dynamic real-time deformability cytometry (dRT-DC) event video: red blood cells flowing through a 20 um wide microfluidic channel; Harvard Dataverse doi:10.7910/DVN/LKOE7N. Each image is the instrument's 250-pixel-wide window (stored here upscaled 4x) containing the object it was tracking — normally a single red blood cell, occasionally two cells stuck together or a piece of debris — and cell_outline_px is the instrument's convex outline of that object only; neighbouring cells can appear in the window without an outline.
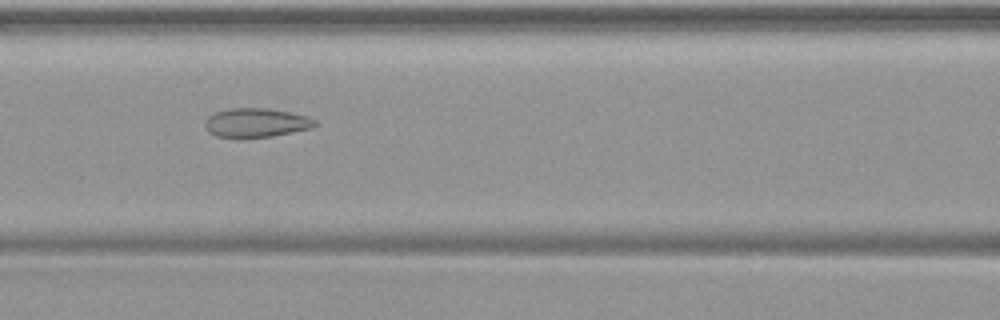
{"species": "common noctule bat (a hibernating species)", "species_latin": "Nyctalus noctula", "temperature_condition": "warm", "stored_images_in_passage": 36, "camera_frame_rate_fps": 3000, "um_per_image_px": 0.085, "animal": {"sex": "female", "body_mass_g": 19.9}, "frame": {"image": 1, "passage_image": 8, "time_ms": 2.333, "image_size_px": [1000, 320], "cell_outline_px": [[320, 124], [312, 128], [272, 136], [244, 140], [236, 140], [216, 136], [208, 132], [204, 124], [204, 120], [208, 116], [216, 112], [228, 108], [268, 108], [292, 112], [308, 116], [316, 120]], "centroid_in_image_um": [21.75, 10.46], "position_along_channel_um": 144.8, "area_um2": 19.48}}
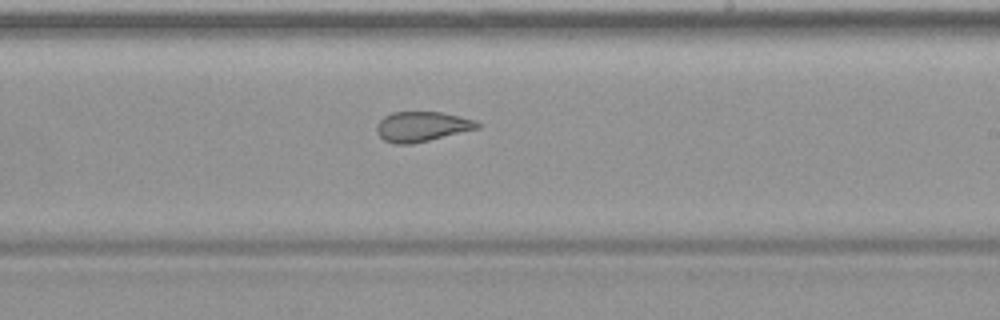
{"frame": {"image": 2, "passage_image": 16, "time_ms": 5.0, "image_size_px": [1000, 320], "cell_outline_px": [[480, 128], [412, 144], [392, 144], [384, 140], [376, 132], [376, 124], [384, 116], [392, 112], [444, 112], [476, 120], [480, 124]], "centroid_in_image_um": [35.85, 10.75], "position_along_channel_um": 253.1, "area_um2": 17.74}}
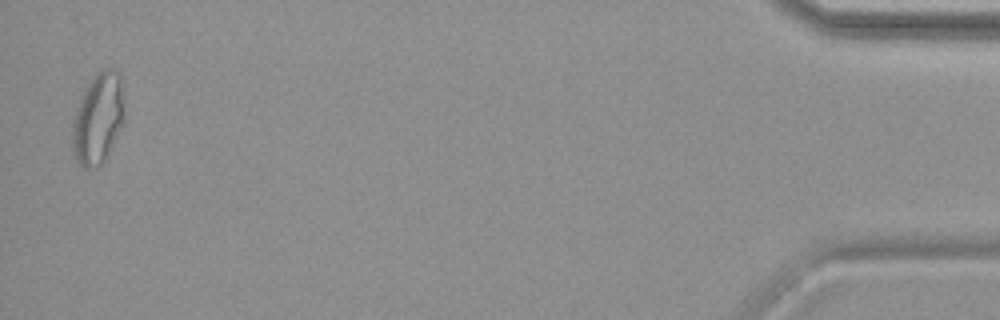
{"frame": {"image": 3, "passage_image": 35, "time_ms": 11.333, "image_size_px": [1000, 320], "cell_outline_px": [[124, 124], [104, 160], [96, 168], [84, 168], [76, 160], [72, 152], [72, 120], [80, 96], [84, 88], [96, 72], [100, 68], [108, 68], [120, 72], [124, 116]], "centroid_in_image_um": [8.31, 10.05], "position_along_channel_um": 426.9, "area_um2": 27.98}}